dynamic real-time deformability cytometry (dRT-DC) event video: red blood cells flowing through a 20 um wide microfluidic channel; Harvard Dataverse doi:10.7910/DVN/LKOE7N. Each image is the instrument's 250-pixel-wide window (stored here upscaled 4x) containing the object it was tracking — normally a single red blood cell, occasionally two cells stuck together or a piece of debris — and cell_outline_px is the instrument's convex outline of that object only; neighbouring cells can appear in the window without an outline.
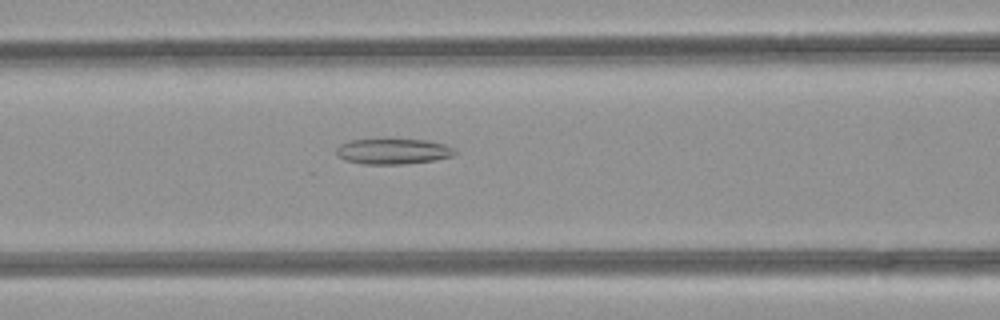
{"species": "common noctule bat (a hibernating species)", "species_latin": "Nyctalus noctula", "temperature_condition": "room temperature", "stored_images_in_passage": 34, "camera_frame_rate_fps": 3000, "um_per_image_px": 0.085, "animal": {"sex": "female", "body_mass_g": 21.9}, "frame": {"image": 1, "passage_image": 5, "time_ms": 1.333, "image_size_px": [1000, 320], "cell_outline_px": [[456, 152], [452, 156], [432, 160], [400, 164], [364, 164], [344, 160], [336, 156], [336, 148], [340, 144], [352, 140], [428, 140], [444, 144], [452, 148]], "centroid_in_image_um": [33.35, 12.87], "position_along_channel_um": 133.2, "area_um2": 17.34}}
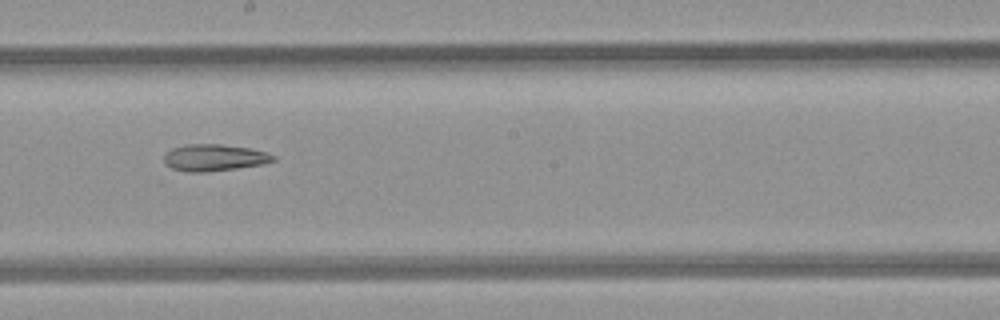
{"frame": {"image": 2, "passage_image": 12, "time_ms": 3.667, "image_size_px": [1000, 320], "cell_outline_px": [[276, 160], [264, 164], [208, 172], [164, 172], [164, 156], [172, 148], [188, 144], [220, 144], [252, 148], [276, 156]], "centroid_in_image_um": [18.1, 13.43], "position_along_channel_um": 230.1, "area_um2": 17.63}}
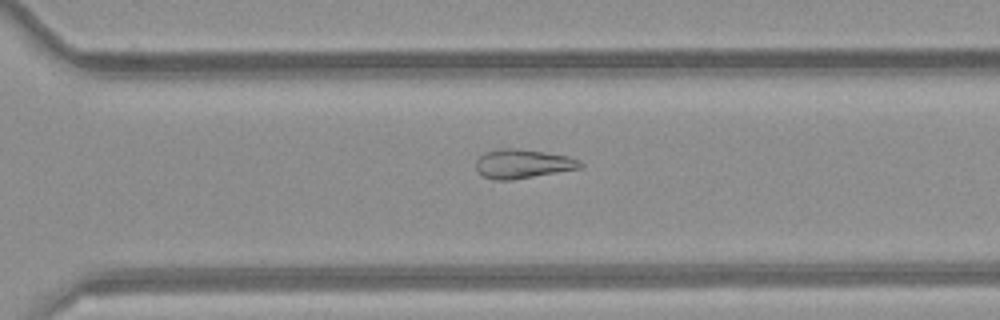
{"frame": {"image": 3, "passage_image": 19, "time_ms": 6.0, "image_size_px": [1000, 320], "cell_outline_px": [[584, 164], [580, 168], [512, 180], [492, 180], [476, 172], [476, 160], [484, 152], [500, 148], [516, 148], [544, 152], [568, 156], [580, 160]], "centroid_in_image_um": [44.4, 13.92], "position_along_channel_um": 326.2, "area_um2": 17.74}}